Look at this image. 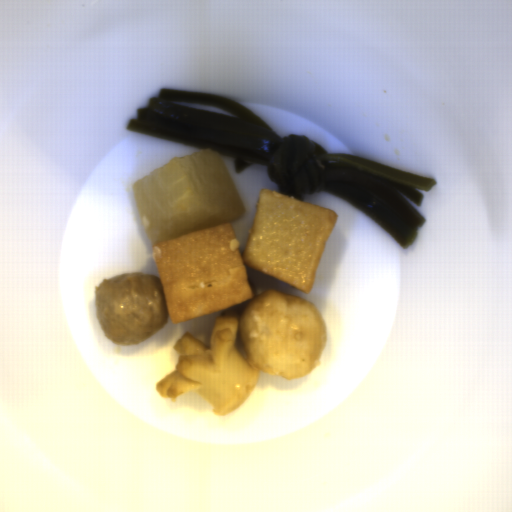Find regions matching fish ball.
<instances>
[{
	"instance_id": "obj_1",
	"label": "fish ball",
	"mask_w": 512,
	"mask_h": 512,
	"mask_svg": "<svg viewBox=\"0 0 512 512\" xmlns=\"http://www.w3.org/2000/svg\"><path fill=\"white\" fill-rule=\"evenodd\" d=\"M337 219L330 208L267 188L260 191L243 251L230 221L155 242L173 326L247 302L239 321L246 362L267 376L304 377L322 356L324 317L295 294L270 289L257 296L247 268L311 293Z\"/></svg>"
}]
</instances>
